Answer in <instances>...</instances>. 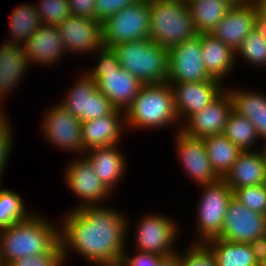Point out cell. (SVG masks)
<instances>
[{"label":"cell","instance_id":"cell-1","mask_svg":"<svg viewBox=\"0 0 266 266\" xmlns=\"http://www.w3.org/2000/svg\"><path fill=\"white\" fill-rule=\"evenodd\" d=\"M62 216L59 240L65 263L75 252L92 266H119L131 233L130 217L104 204L69 210Z\"/></svg>","mask_w":266,"mask_h":266},{"label":"cell","instance_id":"cell-2","mask_svg":"<svg viewBox=\"0 0 266 266\" xmlns=\"http://www.w3.org/2000/svg\"><path fill=\"white\" fill-rule=\"evenodd\" d=\"M59 242V224L33 212L26 220L0 229V260L8 266L21 257L49 253Z\"/></svg>","mask_w":266,"mask_h":266},{"label":"cell","instance_id":"cell-3","mask_svg":"<svg viewBox=\"0 0 266 266\" xmlns=\"http://www.w3.org/2000/svg\"><path fill=\"white\" fill-rule=\"evenodd\" d=\"M125 120L127 131H153L171 126L176 131L181 130L170 84L166 82L143 85L126 109Z\"/></svg>","mask_w":266,"mask_h":266},{"label":"cell","instance_id":"cell-4","mask_svg":"<svg viewBox=\"0 0 266 266\" xmlns=\"http://www.w3.org/2000/svg\"><path fill=\"white\" fill-rule=\"evenodd\" d=\"M93 55L96 56V64L84 71L96 81L97 89L116 109L126 111L143 84L121 67L112 48L103 46Z\"/></svg>","mask_w":266,"mask_h":266},{"label":"cell","instance_id":"cell-5","mask_svg":"<svg viewBox=\"0 0 266 266\" xmlns=\"http://www.w3.org/2000/svg\"><path fill=\"white\" fill-rule=\"evenodd\" d=\"M123 69L143 85L166 83L168 50L150 39L124 42L112 47Z\"/></svg>","mask_w":266,"mask_h":266},{"label":"cell","instance_id":"cell-6","mask_svg":"<svg viewBox=\"0 0 266 266\" xmlns=\"http://www.w3.org/2000/svg\"><path fill=\"white\" fill-rule=\"evenodd\" d=\"M149 39L167 50L193 38V20L186 0H149Z\"/></svg>","mask_w":266,"mask_h":266},{"label":"cell","instance_id":"cell-7","mask_svg":"<svg viewBox=\"0 0 266 266\" xmlns=\"http://www.w3.org/2000/svg\"><path fill=\"white\" fill-rule=\"evenodd\" d=\"M199 188L202 192L195 211L198 238L192 243H207L221 235L233 190L222 179L212 184L200 185Z\"/></svg>","mask_w":266,"mask_h":266},{"label":"cell","instance_id":"cell-8","mask_svg":"<svg viewBox=\"0 0 266 266\" xmlns=\"http://www.w3.org/2000/svg\"><path fill=\"white\" fill-rule=\"evenodd\" d=\"M149 34V0H140L102 23V42L108 48L124 42L149 39Z\"/></svg>","mask_w":266,"mask_h":266},{"label":"cell","instance_id":"cell-9","mask_svg":"<svg viewBox=\"0 0 266 266\" xmlns=\"http://www.w3.org/2000/svg\"><path fill=\"white\" fill-rule=\"evenodd\" d=\"M134 225L136 228L135 250L154 253L164 257L175 254L180 236V227L171 217L159 213H148ZM177 240V242H176Z\"/></svg>","mask_w":266,"mask_h":266},{"label":"cell","instance_id":"cell-10","mask_svg":"<svg viewBox=\"0 0 266 266\" xmlns=\"http://www.w3.org/2000/svg\"><path fill=\"white\" fill-rule=\"evenodd\" d=\"M59 104L82 123L110 115L116 108L97 89L96 81L84 70Z\"/></svg>","mask_w":266,"mask_h":266},{"label":"cell","instance_id":"cell-11","mask_svg":"<svg viewBox=\"0 0 266 266\" xmlns=\"http://www.w3.org/2000/svg\"><path fill=\"white\" fill-rule=\"evenodd\" d=\"M41 133L51 146L78 156L86 152L81 143V121L73 117L59 103L48 107L42 117Z\"/></svg>","mask_w":266,"mask_h":266},{"label":"cell","instance_id":"cell-12","mask_svg":"<svg viewBox=\"0 0 266 266\" xmlns=\"http://www.w3.org/2000/svg\"><path fill=\"white\" fill-rule=\"evenodd\" d=\"M65 166L64 178L69 190L80 199V203L70 210L89 205H100L114 195L96 176L91 162L83 155L76 156Z\"/></svg>","mask_w":266,"mask_h":266},{"label":"cell","instance_id":"cell-13","mask_svg":"<svg viewBox=\"0 0 266 266\" xmlns=\"http://www.w3.org/2000/svg\"><path fill=\"white\" fill-rule=\"evenodd\" d=\"M213 79L202 59L201 34L168 50L167 83H193Z\"/></svg>","mask_w":266,"mask_h":266},{"label":"cell","instance_id":"cell-14","mask_svg":"<svg viewBox=\"0 0 266 266\" xmlns=\"http://www.w3.org/2000/svg\"><path fill=\"white\" fill-rule=\"evenodd\" d=\"M173 135L181 168L196 186L212 184L221 179L212 168L202 138L188 136L182 130H175Z\"/></svg>","mask_w":266,"mask_h":266},{"label":"cell","instance_id":"cell-15","mask_svg":"<svg viewBox=\"0 0 266 266\" xmlns=\"http://www.w3.org/2000/svg\"><path fill=\"white\" fill-rule=\"evenodd\" d=\"M266 234V215L250 210L234 197L229 201L220 239L250 243Z\"/></svg>","mask_w":266,"mask_h":266},{"label":"cell","instance_id":"cell-16","mask_svg":"<svg viewBox=\"0 0 266 266\" xmlns=\"http://www.w3.org/2000/svg\"><path fill=\"white\" fill-rule=\"evenodd\" d=\"M258 24H260L258 4L255 0H249L246 3L233 5L211 34L236 52Z\"/></svg>","mask_w":266,"mask_h":266},{"label":"cell","instance_id":"cell-17","mask_svg":"<svg viewBox=\"0 0 266 266\" xmlns=\"http://www.w3.org/2000/svg\"><path fill=\"white\" fill-rule=\"evenodd\" d=\"M174 106L182 125L190 116L215 100L226 85L217 79L203 82L172 83Z\"/></svg>","mask_w":266,"mask_h":266},{"label":"cell","instance_id":"cell-18","mask_svg":"<svg viewBox=\"0 0 266 266\" xmlns=\"http://www.w3.org/2000/svg\"><path fill=\"white\" fill-rule=\"evenodd\" d=\"M66 53L93 54L103 47L102 23L88 17L71 15L57 25ZM92 52V53H91Z\"/></svg>","mask_w":266,"mask_h":266},{"label":"cell","instance_id":"cell-19","mask_svg":"<svg viewBox=\"0 0 266 266\" xmlns=\"http://www.w3.org/2000/svg\"><path fill=\"white\" fill-rule=\"evenodd\" d=\"M232 111V98L225 89L201 111L190 116L181 125V130L188 136L202 139L206 136L223 134L227 119Z\"/></svg>","mask_w":266,"mask_h":266},{"label":"cell","instance_id":"cell-20","mask_svg":"<svg viewBox=\"0 0 266 266\" xmlns=\"http://www.w3.org/2000/svg\"><path fill=\"white\" fill-rule=\"evenodd\" d=\"M127 133L125 111L115 109L110 115L81 123V143L86 151L119 144Z\"/></svg>","mask_w":266,"mask_h":266},{"label":"cell","instance_id":"cell-21","mask_svg":"<svg viewBox=\"0 0 266 266\" xmlns=\"http://www.w3.org/2000/svg\"><path fill=\"white\" fill-rule=\"evenodd\" d=\"M24 49L30 65L42 67L46 65V68L59 63L63 55H66L64 43L56 25L42 24L28 39Z\"/></svg>","mask_w":266,"mask_h":266},{"label":"cell","instance_id":"cell-22","mask_svg":"<svg viewBox=\"0 0 266 266\" xmlns=\"http://www.w3.org/2000/svg\"><path fill=\"white\" fill-rule=\"evenodd\" d=\"M30 62L24 46L5 41L0 43V102L5 103V98L11 91L19 88L24 74L28 72ZM4 102V103H3Z\"/></svg>","mask_w":266,"mask_h":266},{"label":"cell","instance_id":"cell-23","mask_svg":"<svg viewBox=\"0 0 266 266\" xmlns=\"http://www.w3.org/2000/svg\"><path fill=\"white\" fill-rule=\"evenodd\" d=\"M84 156L91 162L98 179L114 194L128 164L119 144L90 149Z\"/></svg>","mask_w":266,"mask_h":266},{"label":"cell","instance_id":"cell-24","mask_svg":"<svg viewBox=\"0 0 266 266\" xmlns=\"http://www.w3.org/2000/svg\"><path fill=\"white\" fill-rule=\"evenodd\" d=\"M222 180L232 190L266 184V164L261 151H243Z\"/></svg>","mask_w":266,"mask_h":266},{"label":"cell","instance_id":"cell-25","mask_svg":"<svg viewBox=\"0 0 266 266\" xmlns=\"http://www.w3.org/2000/svg\"><path fill=\"white\" fill-rule=\"evenodd\" d=\"M201 50L207 73L224 83L236 66L235 52L211 33L201 34Z\"/></svg>","mask_w":266,"mask_h":266},{"label":"cell","instance_id":"cell-26","mask_svg":"<svg viewBox=\"0 0 266 266\" xmlns=\"http://www.w3.org/2000/svg\"><path fill=\"white\" fill-rule=\"evenodd\" d=\"M232 98L233 111L248 118L259 138L266 142V94L248 89L225 87Z\"/></svg>","mask_w":266,"mask_h":266},{"label":"cell","instance_id":"cell-27","mask_svg":"<svg viewBox=\"0 0 266 266\" xmlns=\"http://www.w3.org/2000/svg\"><path fill=\"white\" fill-rule=\"evenodd\" d=\"M197 34L212 33L233 6L228 0H186Z\"/></svg>","mask_w":266,"mask_h":266},{"label":"cell","instance_id":"cell-28","mask_svg":"<svg viewBox=\"0 0 266 266\" xmlns=\"http://www.w3.org/2000/svg\"><path fill=\"white\" fill-rule=\"evenodd\" d=\"M9 43L24 46L34 32L42 26L40 16L33 3H22L13 9L9 22Z\"/></svg>","mask_w":266,"mask_h":266},{"label":"cell","instance_id":"cell-29","mask_svg":"<svg viewBox=\"0 0 266 266\" xmlns=\"http://www.w3.org/2000/svg\"><path fill=\"white\" fill-rule=\"evenodd\" d=\"M203 140L212 168L222 179L243 151L224 134L206 136Z\"/></svg>","mask_w":266,"mask_h":266},{"label":"cell","instance_id":"cell-30","mask_svg":"<svg viewBox=\"0 0 266 266\" xmlns=\"http://www.w3.org/2000/svg\"><path fill=\"white\" fill-rule=\"evenodd\" d=\"M205 244L212 250L217 266H258L249 243L214 238Z\"/></svg>","mask_w":266,"mask_h":266},{"label":"cell","instance_id":"cell-31","mask_svg":"<svg viewBox=\"0 0 266 266\" xmlns=\"http://www.w3.org/2000/svg\"><path fill=\"white\" fill-rule=\"evenodd\" d=\"M223 134L242 151H253L254 148L259 150V147L255 145L260 142V138L254 125L248 118L240 116L234 111L227 119Z\"/></svg>","mask_w":266,"mask_h":266},{"label":"cell","instance_id":"cell-32","mask_svg":"<svg viewBox=\"0 0 266 266\" xmlns=\"http://www.w3.org/2000/svg\"><path fill=\"white\" fill-rule=\"evenodd\" d=\"M238 57L251 66L266 68V28L258 24L247 35L235 52V61Z\"/></svg>","mask_w":266,"mask_h":266},{"label":"cell","instance_id":"cell-33","mask_svg":"<svg viewBox=\"0 0 266 266\" xmlns=\"http://www.w3.org/2000/svg\"><path fill=\"white\" fill-rule=\"evenodd\" d=\"M20 194L0 184V229L26 220L33 211H29Z\"/></svg>","mask_w":266,"mask_h":266},{"label":"cell","instance_id":"cell-34","mask_svg":"<svg viewBox=\"0 0 266 266\" xmlns=\"http://www.w3.org/2000/svg\"><path fill=\"white\" fill-rule=\"evenodd\" d=\"M43 25H59L72 14L68 0H40L35 3Z\"/></svg>","mask_w":266,"mask_h":266},{"label":"cell","instance_id":"cell-35","mask_svg":"<svg viewBox=\"0 0 266 266\" xmlns=\"http://www.w3.org/2000/svg\"><path fill=\"white\" fill-rule=\"evenodd\" d=\"M233 197L246 208L266 215V184L234 189Z\"/></svg>","mask_w":266,"mask_h":266},{"label":"cell","instance_id":"cell-36","mask_svg":"<svg viewBox=\"0 0 266 266\" xmlns=\"http://www.w3.org/2000/svg\"><path fill=\"white\" fill-rule=\"evenodd\" d=\"M190 244L184 252L179 251V266H217L212 250L205 243Z\"/></svg>","mask_w":266,"mask_h":266},{"label":"cell","instance_id":"cell-37","mask_svg":"<svg viewBox=\"0 0 266 266\" xmlns=\"http://www.w3.org/2000/svg\"><path fill=\"white\" fill-rule=\"evenodd\" d=\"M8 266H65L61 244L59 242L49 253L21 257Z\"/></svg>","mask_w":266,"mask_h":266},{"label":"cell","instance_id":"cell-38","mask_svg":"<svg viewBox=\"0 0 266 266\" xmlns=\"http://www.w3.org/2000/svg\"><path fill=\"white\" fill-rule=\"evenodd\" d=\"M9 117H5L0 120V184L3 177V173L7 167L8 161L11 158L10 153L13 151L14 134L13 126Z\"/></svg>","mask_w":266,"mask_h":266},{"label":"cell","instance_id":"cell-39","mask_svg":"<svg viewBox=\"0 0 266 266\" xmlns=\"http://www.w3.org/2000/svg\"><path fill=\"white\" fill-rule=\"evenodd\" d=\"M138 1L140 0H95V20L103 23L108 17Z\"/></svg>","mask_w":266,"mask_h":266},{"label":"cell","instance_id":"cell-40","mask_svg":"<svg viewBox=\"0 0 266 266\" xmlns=\"http://www.w3.org/2000/svg\"><path fill=\"white\" fill-rule=\"evenodd\" d=\"M134 251V254L130 255L128 250L125 249L119 266H158L164 258V256L154 253Z\"/></svg>","mask_w":266,"mask_h":266},{"label":"cell","instance_id":"cell-41","mask_svg":"<svg viewBox=\"0 0 266 266\" xmlns=\"http://www.w3.org/2000/svg\"><path fill=\"white\" fill-rule=\"evenodd\" d=\"M71 14L95 19V0H68Z\"/></svg>","mask_w":266,"mask_h":266},{"label":"cell","instance_id":"cell-42","mask_svg":"<svg viewBox=\"0 0 266 266\" xmlns=\"http://www.w3.org/2000/svg\"><path fill=\"white\" fill-rule=\"evenodd\" d=\"M255 260L259 264L266 258V234L259 236L249 243Z\"/></svg>","mask_w":266,"mask_h":266},{"label":"cell","instance_id":"cell-43","mask_svg":"<svg viewBox=\"0 0 266 266\" xmlns=\"http://www.w3.org/2000/svg\"><path fill=\"white\" fill-rule=\"evenodd\" d=\"M180 258H179V251L171 256L164 257L158 266H179Z\"/></svg>","mask_w":266,"mask_h":266},{"label":"cell","instance_id":"cell-44","mask_svg":"<svg viewBox=\"0 0 266 266\" xmlns=\"http://www.w3.org/2000/svg\"><path fill=\"white\" fill-rule=\"evenodd\" d=\"M259 8L260 24L266 28V0H255Z\"/></svg>","mask_w":266,"mask_h":266},{"label":"cell","instance_id":"cell-45","mask_svg":"<svg viewBox=\"0 0 266 266\" xmlns=\"http://www.w3.org/2000/svg\"><path fill=\"white\" fill-rule=\"evenodd\" d=\"M4 104H2L1 102H0V120L1 119H4L5 117H8L9 116V114H7V111H5L6 110V108H4L5 106H3Z\"/></svg>","mask_w":266,"mask_h":266},{"label":"cell","instance_id":"cell-46","mask_svg":"<svg viewBox=\"0 0 266 266\" xmlns=\"http://www.w3.org/2000/svg\"><path fill=\"white\" fill-rule=\"evenodd\" d=\"M262 145L260 146L261 149H259L264 157V161H265V164H266V142L265 143H262L260 142Z\"/></svg>","mask_w":266,"mask_h":266},{"label":"cell","instance_id":"cell-47","mask_svg":"<svg viewBox=\"0 0 266 266\" xmlns=\"http://www.w3.org/2000/svg\"><path fill=\"white\" fill-rule=\"evenodd\" d=\"M228 1H230L233 5H235V4L246 3L249 0H228Z\"/></svg>","mask_w":266,"mask_h":266},{"label":"cell","instance_id":"cell-48","mask_svg":"<svg viewBox=\"0 0 266 266\" xmlns=\"http://www.w3.org/2000/svg\"><path fill=\"white\" fill-rule=\"evenodd\" d=\"M258 266H266V258L263 259L259 264Z\"/></svg>","mask_w":266,"mask_h":266}]
</instances>
